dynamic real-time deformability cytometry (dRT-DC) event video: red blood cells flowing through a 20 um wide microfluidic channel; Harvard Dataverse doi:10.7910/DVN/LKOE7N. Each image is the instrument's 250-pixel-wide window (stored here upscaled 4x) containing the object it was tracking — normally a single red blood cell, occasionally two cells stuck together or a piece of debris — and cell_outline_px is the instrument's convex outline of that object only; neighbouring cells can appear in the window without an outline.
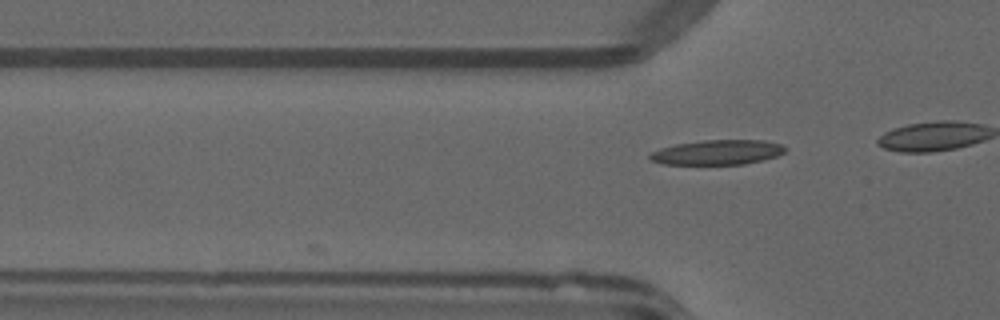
{"species": "common noctule bat (a hibernating species)", "species_latin": "Nyctalus noctula", "temperature_condition": "warm", "stored_images_in_passage": 8, "camera_frame_rate_fps": 3000, "um_per_image_px": 0.085, "animal": {"sex": "male", "forearm_length_mm": 52.5}, "frame": {"image": 1, "passage_image": 8, "time_ms": 2.333, "image_size_px": [1000, 320], "cell_outline_px": [[788, 148], [784, 152], [776, 156], [764, 160], [744, 164], [664, 164], [652, 160], [648, 156], [652, 152], [660, 148], [676, 144], [704, 140], [764, 140], [780, 144]], "centroid_in_image_um": [61.01, 12.94], "position_along_channel_um": 64.8, "area_um2": 19.48}}